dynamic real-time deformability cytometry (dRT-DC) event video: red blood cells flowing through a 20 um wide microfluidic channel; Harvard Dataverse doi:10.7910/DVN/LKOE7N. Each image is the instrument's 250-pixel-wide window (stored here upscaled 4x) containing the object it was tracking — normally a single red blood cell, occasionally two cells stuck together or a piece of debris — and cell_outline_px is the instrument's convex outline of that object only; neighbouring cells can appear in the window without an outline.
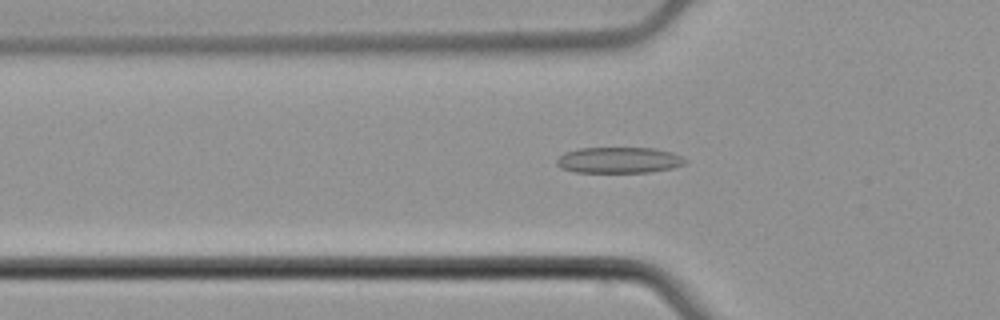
{"species": "common noctule bat (a hibernating species)", "species_latin": "Nyctalus noctula", "temperature_condition": "cold", "stored_images_in_passage": 52, "camera_frame_rate_fps": 3000, "um_per_image_px": 0.085, "animal": {"sex": "male", "body_mass_g": 21.5, "forearm_length_mm": 52.0}, "frame": {"image": 1, "passage_image": 17, "time_ms": 5.333, "image_size_px": [1000, 320], "cell_outline_px": [[688, 160], [684, 164], [672, 168], [652, 172], [576, 172], [560, 168], [556, 164], [556, 160], [564, 152], [580, 148], [652, 148], [672, 152]], "centroid_in_image_um": [52.6, 13.61], "position_along_channel_um": 73.2, "area_um2": 19.48}}
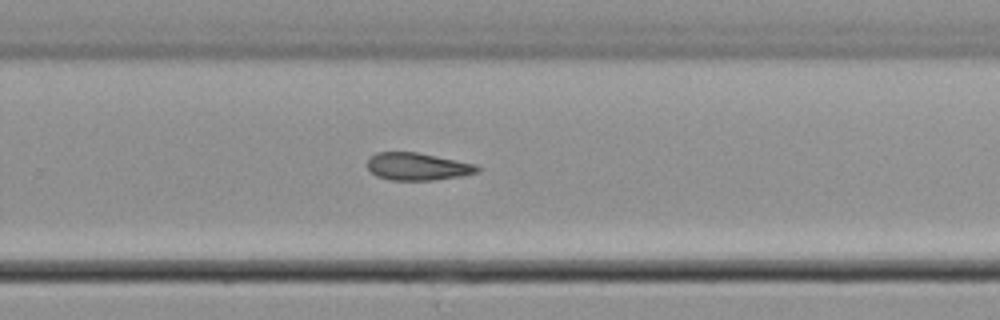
{"frame": {"image": 2, "passage_image": 34, "time_ms": 11.0, "image_size_px": [1000, 320], "cell_outline_px": [[480, 172], [460, 176], [432, 180], [392, 180], [376, 176], [368, 168], [368, 160], [376, 152], [416, 152], [476, 164], [480, 168]], "centroid_in_image_um": [35.5, 14.16], "position_along_channel_um": 294.3, "area_um2": 17.46}}
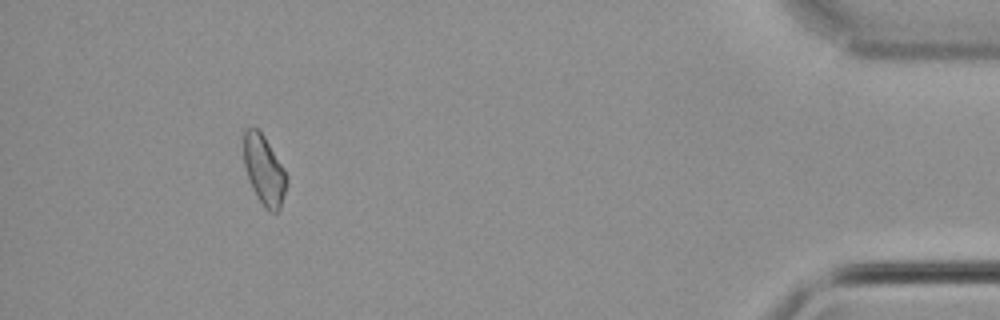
{"frame": {"image": 3, "passage_image": 48, "time_ms": 15.667, "image_size_px": [1000, 320], "cell_outline_px": [[288, 184], [280, 208], [276, 212], [268, 212], [264, 208], [256, 196], [248, 180], [244, 164], [244, 132], [248, 128], [256, 128], [264, 136], [284, 168], [288, 176]], "centroid_in_image_um": [22.47, 14.51], "position_along_channel_um": 412.7, "area_um2": 17.51}, "authors_computed_cell_mechanics": {"area_um2": 18.2359, "velocity_mm_per_s": 3.9061, "shape_relaxation_time_tau1_ms": null, "shape_relaxation_time_tau2_ms": 4.904, "deformation_change_tau1": null, "deformation_change_tau2": 0.1221}}